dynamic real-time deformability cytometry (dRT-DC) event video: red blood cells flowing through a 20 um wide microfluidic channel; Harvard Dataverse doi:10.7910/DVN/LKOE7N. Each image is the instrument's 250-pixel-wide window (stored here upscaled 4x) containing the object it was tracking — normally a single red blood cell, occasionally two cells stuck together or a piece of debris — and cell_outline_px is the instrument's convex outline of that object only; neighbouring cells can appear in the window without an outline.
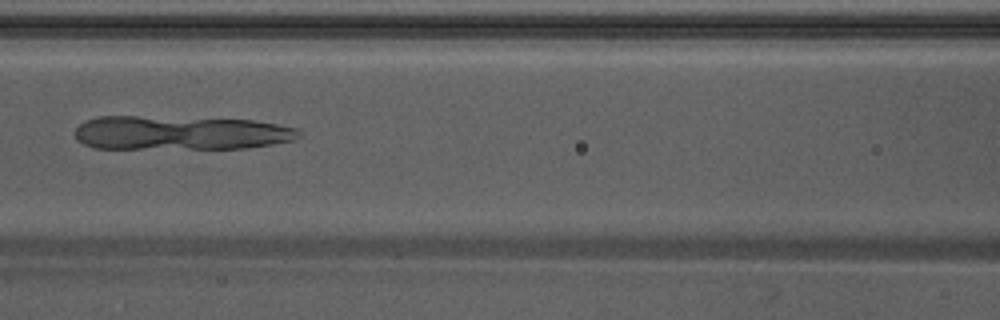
{"species": "Egyptian fruit bat (a non-hibernating species)", "species_latin": "Rousettus aegyptiacus", "temperature_condition": "warm", "stored_images_in_passage": 41, "camera_frame_rate_fps": 3000, "um_per_image_px": 0.085, "animal": {"sex": "male"}, "frame": {"image": 1, "passage_image": 11, "time_ms": 3.333, "image_size_px": [1000, 320], "cell_outline_px": [[300, 136], [292, 140], [272, 144], [248, 148], [96, 148], [84, 144], [76, 140], [76, 128], [84, 120], [100, 116], [136, 116], [252, 120], [276, 124], [296, 128], [300, 132]], "centroid_in_image_um": [15.3, 11.29], "position_along_channel_um": 151.3, "area_um2": 44.22}}
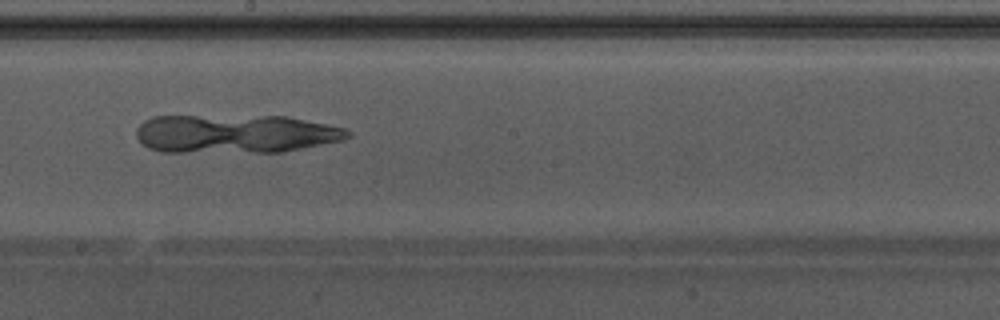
{"frame": {"image": 2, "passage_image": 17, "time_ms": 5.333, "image_size_px": [1000, 320], "cell_outline_px": [[352, 136], [344, 140], [280, 152], [160, 152], [148, 148], [136, 136], [136, 128], [144, 120], [152, 116], [288, 116], [344, 128], [352, 132]], "centroid_in_image_um": [19.99, 11.37], "position_along_channel_um": 228.2, "area_um2": 47.74}}
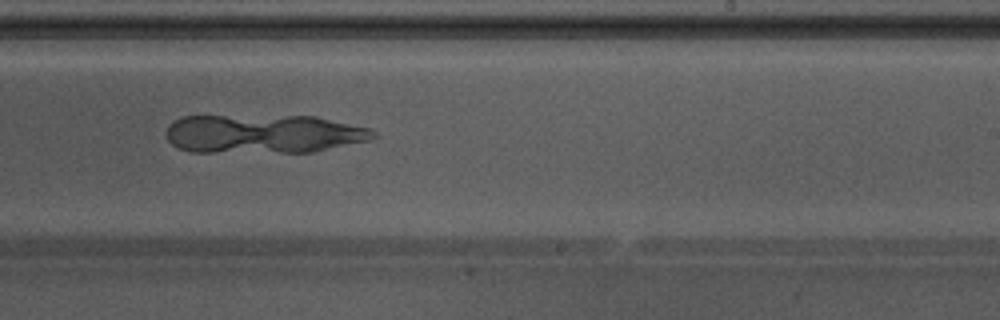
{"frame": {"image": 3, "passage_image": 20, "time_ms": 6.333, "image_size_px": [1000, 320], "cell_outline_px": [[376, 136], [368, 140], [312, 152], [188, 152], [176, 148], [164, 136], [164, 132], [168, 124], [184, 116], [316, 116], [368, 128], [376, 132]], "centroid_in_image_um": [22.31, 11.38], "position_along_channel_um": 266.7, "area_um2": 46.99}}